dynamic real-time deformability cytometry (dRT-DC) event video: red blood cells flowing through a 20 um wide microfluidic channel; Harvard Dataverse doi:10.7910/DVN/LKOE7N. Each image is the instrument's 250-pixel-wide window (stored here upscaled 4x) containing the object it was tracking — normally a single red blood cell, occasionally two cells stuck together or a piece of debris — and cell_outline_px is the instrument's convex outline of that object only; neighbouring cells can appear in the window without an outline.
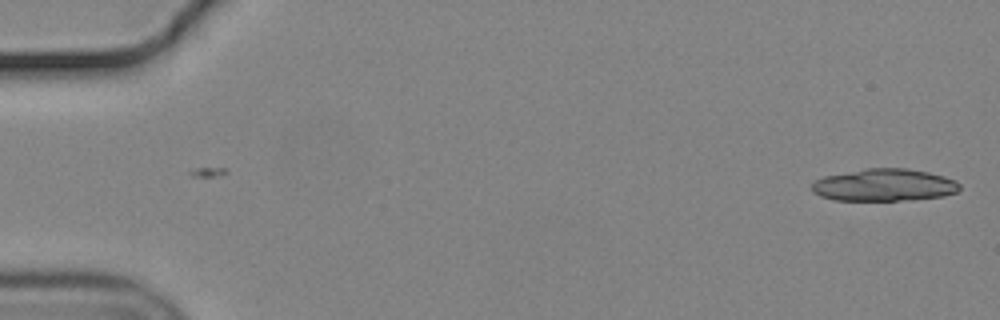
{"species": "common noctule bat (a hibernating species)", "species_latin": "Nyctalus noctula", "temperature_condition": "cold", "stored_images_in_passage": 42, "camera_frame_rate_fps": 3000, "um_per_image_px": 0.085, "animal": {"sex": "male", "body_mass_g": 19.2, "forearm_length_mm": 51.8}, "frame": {"image": 1, "passage_image": 1, "time_ms": 0.0, "image_size_px": [1000, 320], "cell_outline_px": [[960, 188], [956, 192], [944, 196], [900, 200], [832, 200], [820, 196], [812, 192], [812, 184], [816, 180], [824, 176], [864, 168], [908, 168], [928, 172], [944, 176], [956, 180], [960, 184]], "centroid_in_image_um": [75.15, 15.72], "position_along_channel_um": 9.9, "area_um2": 27.86}}